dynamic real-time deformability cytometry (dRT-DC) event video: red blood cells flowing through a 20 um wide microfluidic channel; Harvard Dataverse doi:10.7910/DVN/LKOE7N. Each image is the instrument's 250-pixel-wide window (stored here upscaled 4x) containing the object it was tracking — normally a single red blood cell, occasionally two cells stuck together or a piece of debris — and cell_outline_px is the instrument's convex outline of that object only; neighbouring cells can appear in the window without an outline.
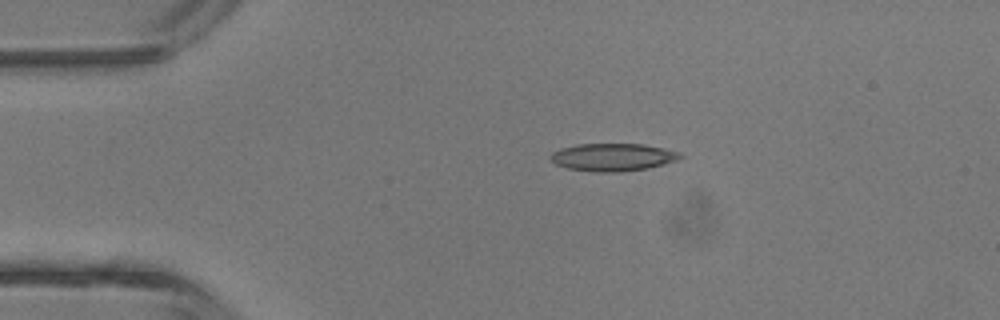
{"species": "common noctule bat (a hibernating species)", "species_latin": "Nyctalus noctula", "temperature_condition": "room temperature", "stored_images_in_passage": 1, "camera_frame_rate_fps": 3000, "um_per_image_px": 0.085, "animal": {"sex": "male", "body_mass_g": 13.3}, "frame": {"image": 1, "passage_image": 1, "time_ms": 0.0, "image_size_px": [1000, 320], "cell_outline_px": [[684, 156], [676, 160], [664, 164], [648, 168], [620, 172], [596, 172], [568, 168], [556, 164], [548, 156], [552, 152], [560, 148], [576, 144], [644, 144], [680, 152]], "centroid_in_image_um": [52.08, 13.35], "position_along_channel_um": 32.9, "area_um2": 20.92}}